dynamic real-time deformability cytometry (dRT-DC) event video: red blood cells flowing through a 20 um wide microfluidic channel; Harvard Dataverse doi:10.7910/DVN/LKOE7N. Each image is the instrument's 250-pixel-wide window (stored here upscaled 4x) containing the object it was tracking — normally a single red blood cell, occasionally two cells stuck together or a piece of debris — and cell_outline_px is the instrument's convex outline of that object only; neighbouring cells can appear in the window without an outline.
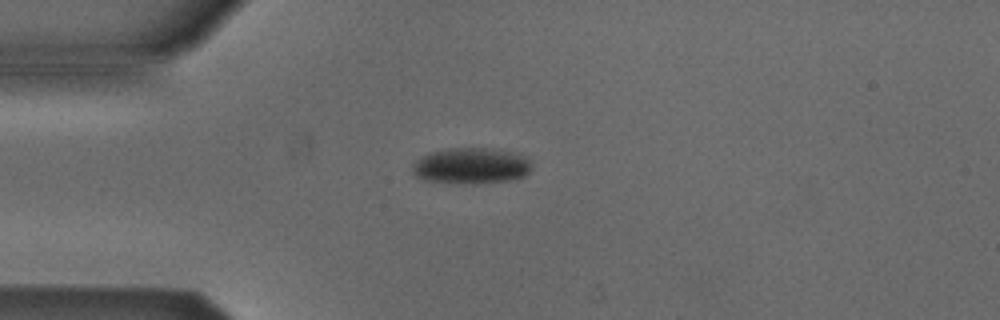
{"species": "Egyptian fruit bat (a non-hibernating species)", "species_latin": "Rousettus aegyptiacus", "temperature_condition": "cold", "stored_images_in_passage": 3, "camera_frame_rate_fps": 3000, "um_per_image_px": 0.085, "animal": {"sex": "male"}, "frame": {"image": 1, "passage_image": 1, "time_ms": 0.0, "image_size_px": [1000, 320], "cell_outline_px": [[532, 168], [524, 176], [508, 180], [476, 184], [472, 184], [424, 180], [416, 176], [412, 172], [412, 164], [416, 160], [432, 152], [448, 148], [484, 148], [512, 152], [524, 156], [528, 160]], "centroid_in_image_um": [40.03, 14.1], "position_along_channel_um": 45.0, "area_um2": 24.8}}
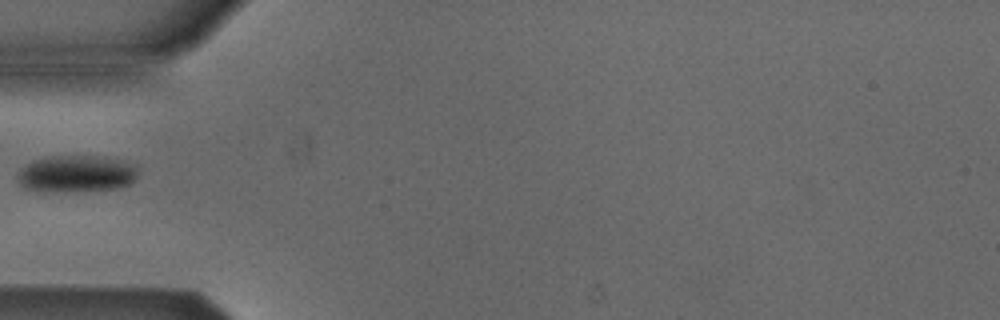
{"frame": {"image": 2, "passage_image": 2, "time_ms": 1.333, "image_size_px": [1000, 320], "cell_outline_px": [[140, 168], [136, 176], [128, 184], [112, 188], [24, 188], [20, 184], [16, 176], [32, 160], [48, 156], [104, 156], [124, 160], [136, 164]], "centroid_in_image_um": [6.58, 14.67], "position_along_channel_um": 78.4, "area_um2": 24.51}}